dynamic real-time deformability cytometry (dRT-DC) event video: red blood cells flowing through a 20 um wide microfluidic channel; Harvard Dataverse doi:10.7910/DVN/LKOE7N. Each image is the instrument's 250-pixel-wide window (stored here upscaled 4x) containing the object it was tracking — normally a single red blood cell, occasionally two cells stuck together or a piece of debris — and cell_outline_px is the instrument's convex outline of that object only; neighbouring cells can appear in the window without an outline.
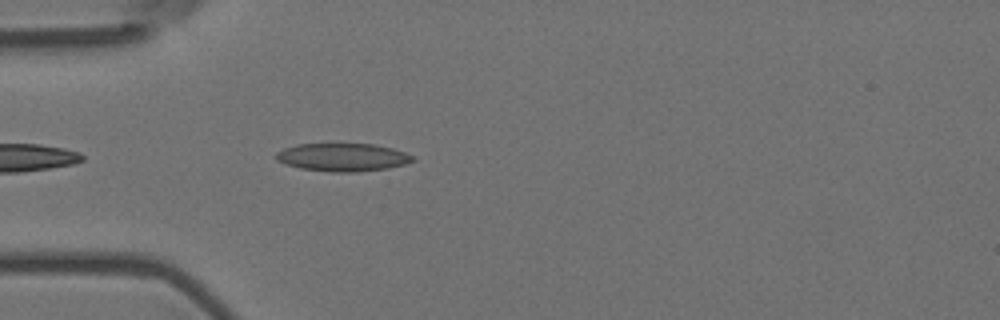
{"species": "Egyptian fruit bat (a non-hibernating species)", "species_latin": "Rousettus aegyptiacus", "temperature_condition": "room temperature", "stored_images_in_passage": 42, "camera_frame_rate_fps": 3000, "um_per_image_px": 0.085, "animal": {"sex": "female"}, "frame": {"image": 1, "passage_image": 3, "time_ms": 0.667, "image_size_px": [1000, 320], "cell_outline_px": [[416, 160], [404, 164], [388, 168], [356, 172], [332, 172], [300, 168], [284, 164], [276, 160], [276, 152], [284, 148], [296, 144], [376, 144], [392, 148], [404, 152], [412, 156]], "centroid_in_image_um": [29.1, 13.36], "position_along_channel_um": 55.9, "area_um2": 22.31}}
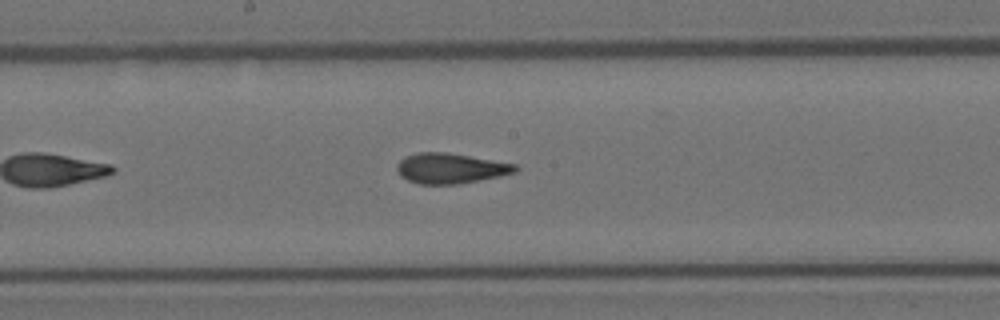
{"frame": {"image": 2, "passage_image": 16, "time_ms": 5.0, "image_size_px": [1000, 320], "cell_outline_px": [[520, 168], [516, 172], [500, 176], [456, 184], [420, 184], [408, 180], [400, 176], [396, 168], [396, 164], [404, 156], [416, 152], [448, 152], [516, 164]], "centroid_in_image_um": [38.27, 14.29], "position_along_channel_um": 209.9, "area_um2": 20.98}}
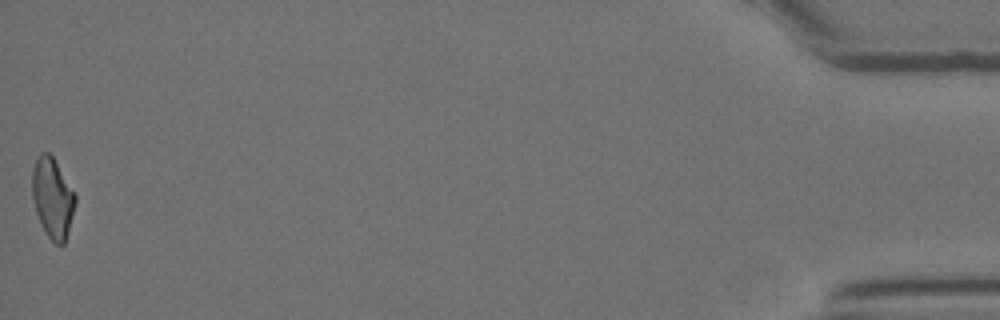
{"frame": {"image": 3, "passage_image": 42, "time_ms": 13.667, "image_size_px": [1000, 320], "cell_outline_px": [[76, 200], [68, 232], [64, 244], [60, 248], [48, 236], [40, 224], [36, 212], [32, 196], [32, 168], [40, 152], [48, 152], [52, 156], [76, 192]], "centroid_in_image_um": [4.47, 16.82], "position_along_channel_um": 430.7, "area_um2": 20.29}, "authors_computed_cell_mechanics": {"area_um2": 20.9236, "velocity_mm_per_s": 3.6688, "shape_relaxation_time_tau1_ms": null, "shape_relaxation_time_tau2_ms": 1.9621, "deformation_change_tau1": null, "deformation_change_tau2": 0.089}}